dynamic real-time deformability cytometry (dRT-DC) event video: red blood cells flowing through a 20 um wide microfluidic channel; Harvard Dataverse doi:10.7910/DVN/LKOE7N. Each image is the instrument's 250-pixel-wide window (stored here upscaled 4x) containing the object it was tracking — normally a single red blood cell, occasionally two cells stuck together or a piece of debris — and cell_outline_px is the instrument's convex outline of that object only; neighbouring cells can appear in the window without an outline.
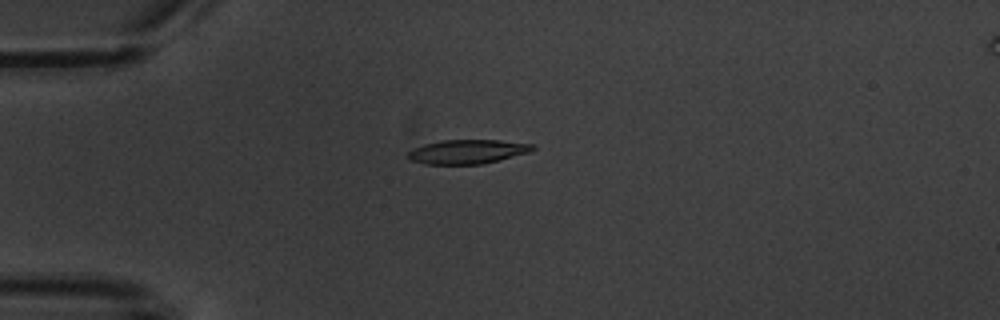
{"species": "common noctule bat (a hibernating species)", "species_latin": "Nyctalus noctula", "temperature_condition": "warm", "stored_images_in_passage": 8, "camera_frame_rate_fps": 3000, "um_per_image_px": 0.085, "animal": {"sex": "male", "body_mass_g": 20.1, "forearm_length_mm": 53.5}, "frame": {"image": 1, "passage_image": 1, "time_ms": 0.0, "image_size_px": [1000, 320], "cell_outline_px": [[536, 148], [528, 152], [480, 164], [424, 164], [412, 160], [408, 156], [408, 152], [412, 148], [424, 144], [440, 140], [500, 140], [536, 144]], "centroid_in_image_um": [39.72, 12.87], "position_along_channel_um": 45.3, "area_um2": 17.4}}
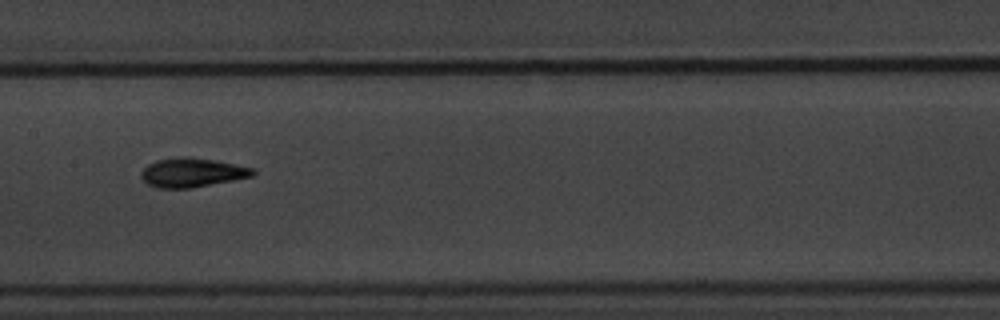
{"frame": {"image": 2, "passage_image": 5, "time_ms": 4.667, "image_size_px": [1000, 320], "cell_outline_px": [[256, 172], [252, 176], [192, 188], [156, 188], [148, 184], [140, 176], [140, 172], [148, 164], [156, 160], [180, 156], [184, 156], [212, 160], [252, 168]], "centroid_in_image_um": [16.26, 14.67], "position_along_channel_um": 191.1, "area_um2": 18.73}}
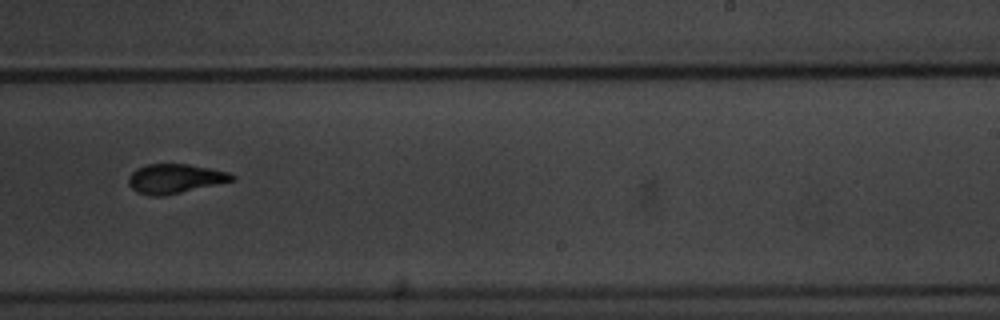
{"frame": {"image": 3, "passage_image": 7, "time_ms": 7.0, "image_size_px": [1000, 320], "cell_outline_px": [[236, 180], [164, 196], [152, 196], [136, 192], [128, 184], [128, 176], [136, 168], [148, 164], [188, 164], [228, 172], [236, 176]], "centroid_in_image_um": [14.86, 15.19], "position_along_channel_um": 274.1, "area_um2": 17.74}}